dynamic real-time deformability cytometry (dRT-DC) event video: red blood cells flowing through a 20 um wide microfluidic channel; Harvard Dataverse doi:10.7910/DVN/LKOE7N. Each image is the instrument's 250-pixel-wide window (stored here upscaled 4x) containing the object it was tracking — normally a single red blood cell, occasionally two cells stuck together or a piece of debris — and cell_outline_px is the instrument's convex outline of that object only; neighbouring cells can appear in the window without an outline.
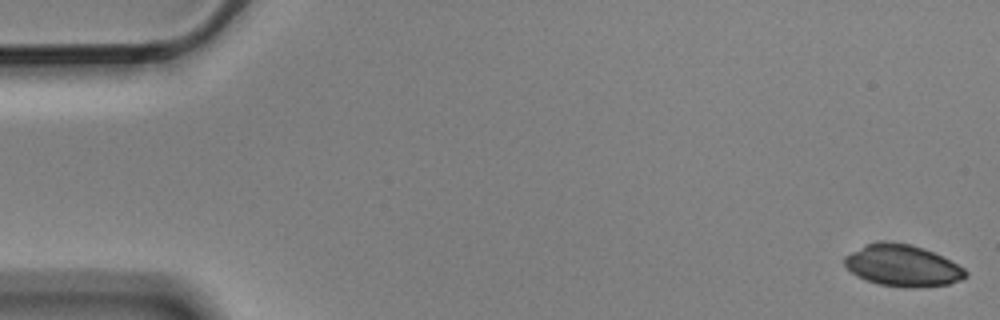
{"species": "Egyptian fruit bat (a non-hibernating species)", "species_latin": "Rousettus aegyptiacus", "temperature_condition": "cold", "stored_images_in_passage": 5, "camera_frame_rate_fps": 3000, "um_per_image_px": 0.085, "animal": {"sex": "male"}, "frame": {"image": 1, "passage_image": 1, "time_ms": 0.0, "image_size_px": [1000, 320], "cell_outline_px": [[968, 276], [960, 280], [948, 284], [916, 288], [904, 288], [880, 284], [856, 276], [844, 264], [844, 256], [868, 244], [908, 244], [924, 248], [964, 268], [968, 272]], "centroid_in_image_um": [76.75, 22.63], "position_along_channel_um": 8.3, "area_um2": 28.5}}
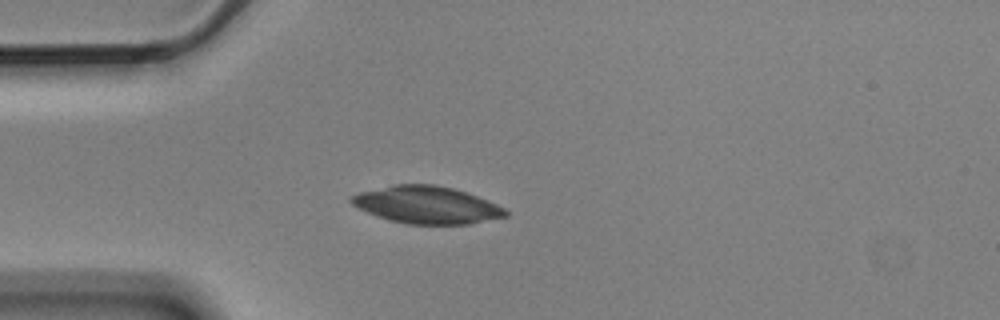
{"frame": {"image": 2, "passage_image": 5, "time_ms": 1.333, "image_size_px": [1000, 320], "cell_outline_px": [[508, 216], [472, 224], [408, 224], [388, 220], [368, 212], [352, 204], [348, 200], [352, 196], [360, 192], [392, 184], [436, 184], [468, 192], [488, 200], [504, 208], [508, 212]], "centroid_in_image_um": [36.3, 17.41], "position_along_channel_um": 48.7, "area_um2": 33.64}}